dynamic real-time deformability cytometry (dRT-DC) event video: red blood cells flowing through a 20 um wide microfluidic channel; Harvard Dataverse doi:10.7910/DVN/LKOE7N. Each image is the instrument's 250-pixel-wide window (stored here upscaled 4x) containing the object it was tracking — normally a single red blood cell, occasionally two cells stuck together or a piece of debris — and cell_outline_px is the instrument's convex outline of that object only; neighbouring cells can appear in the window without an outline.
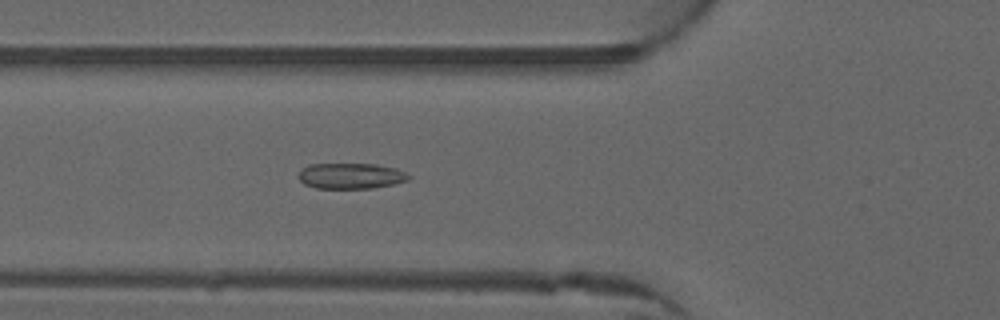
{"species": "common noctule bat (a hibernating species)", "species_latin": "Nyctalus noctula", "temperature_condition": "warm", "stored_images_in_passage": 46, "camera_frame_rate_fps": 3000, "um_per_image_px": 0.085, "animal": {"sex": "male", "forearm_length_mm": 52.5}, "frame": {"image": 1, "passage_image": 14, "time_ms": 4.333, "image_size_px": [1000, 320], "cell_outline_px": [[412, 176], [408, 180], [392, 184], [372, 188], [316, 188], [304, 184], [296, 176], [300, 168], [308, 164], [376, 164], [396, 168]], "centroid_in_image_um": [29.77, 14.94], "position_along_channel_um": 96.0, "area_um2": 16.65}}
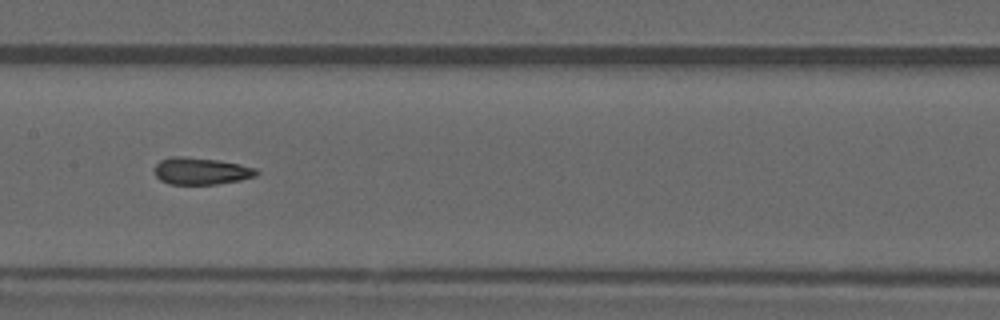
{"frame": {"image": 2, "passage_image": 21, "time_ms": 6.667, "image_size_px": [1000, 320], "cell_outline_px": [[260, 172], [256, 176], [240, 180], [216, 184], [168, 184], [160, 180], [156, 176], [156, 164], [160, 160], [172, 156], [184, 156], [216, 160], [240, 164], [256, 168]], "centroid_in_image_um": [17.1, 14.54], "position_along_channel_um": 190.3, "area_um2": 16.01}}
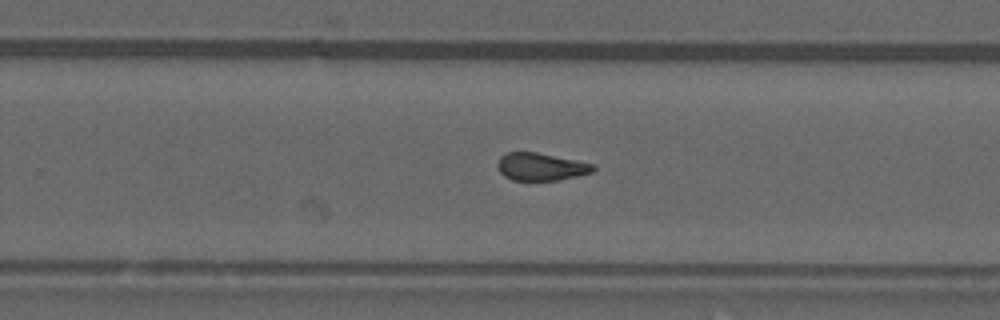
{"frame": {"image": 3, "passage_image": 28, "time_ms": 9.0, "image_size_px": [1000, 320], "cell_outline_px": [[596, 168], [592, 172], [576, 176], [556, 180], [512, 180], [504, 176], [500, 172], [496, 164], [500, 156], [504, 152], [536, 152], [596, 164]], "centroid_in_image_um": [45.95, 14.16], "position_along_channel_um": 283.8, "area_um2": 15.43}, "authors_computed_cell_mechanics": {"area_um2": 16.2418, "velocity_mm_per_s": 4.0192, "shape_relaxation_time_tau1_ms": null, "shape_relaxation_time_tau2_ms": 1.8591, "deformation_change_tau1": null, "deformation_change_tau2": 0.0913}}